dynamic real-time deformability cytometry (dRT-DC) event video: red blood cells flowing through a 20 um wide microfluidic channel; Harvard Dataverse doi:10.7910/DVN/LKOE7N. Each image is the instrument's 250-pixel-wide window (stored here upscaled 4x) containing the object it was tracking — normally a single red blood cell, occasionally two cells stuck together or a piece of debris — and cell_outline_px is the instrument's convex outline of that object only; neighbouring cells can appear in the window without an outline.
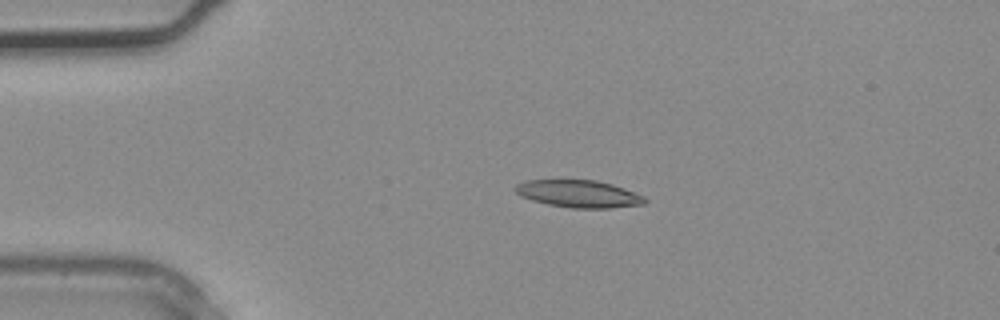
{"species": "common noctule bat (a hibernating species)", "species_latin": "Nyctalus noctula", "temperature_condition": "warm", "stored_images_in_passage": 1, "camera_frame_rate_fps": 3000, "um_per_image_px": 0.085, "animal": {"sex": "male", "body_mass_g": 20.4}, "frame": {"image": 1, "passage_image": 1, "time_ms": 0.0, "image_size_px": [1000, 320], "cell_outline_px": [[648, 200], [644, 204], [612, 208], [572, 208], [548, 204], [532, 200], [520, 196], [512, 188], [516, 184], [528, 180], [596, 180], [612, 184], [624, 188], [644, 196]], "centroid_in_image_um": [49.19, 16.47], "position_along_channel_um": 35.8, "area_um2": 20.69}}